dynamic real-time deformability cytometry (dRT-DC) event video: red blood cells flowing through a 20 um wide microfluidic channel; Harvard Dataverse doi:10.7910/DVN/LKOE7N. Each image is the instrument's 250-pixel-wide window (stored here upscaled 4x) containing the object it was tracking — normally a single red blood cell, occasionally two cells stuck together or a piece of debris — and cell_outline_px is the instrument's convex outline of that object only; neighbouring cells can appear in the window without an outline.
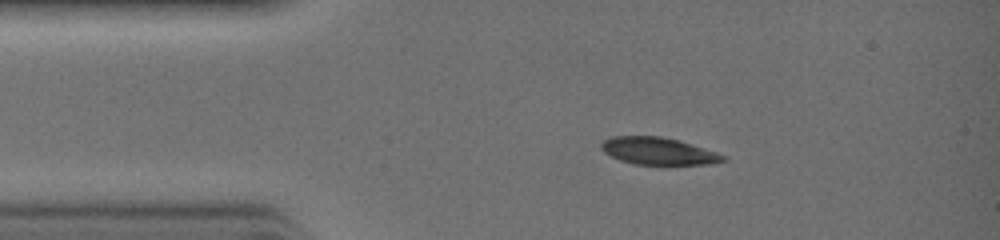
{"species": "common noctule bat (a hibernating species)", "species_latin": "Nyctalus noctula", "temperature_condition": "warm", "stored_images_in_passage": 30, "camera_frame_rate_fps": 3000, "um_per_image_px": 0.085, "animal": {"sex": "female", "body_mass_g": 19.0, "forearm_length_mm": 51.5}, "frame": {"image": 1, "passage_image": 4, "time_ms": 1.0, "image_size_px": [1000, 240], "cell_outline_px": [[728, 160], [712, 164], [636, 164], [620, 160], [604, 152], [600, 148], [600, 144], [604, 140], [612, 136], [660, 136], [680, 140], [728, 156]], "centroid_in_image_um": [55.98, 12.83], "position_along_channel_um": 29.0, "area_um2": 19.36}}
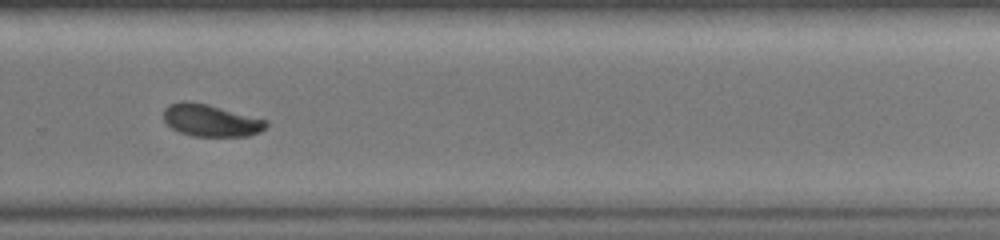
{"frame": {"image": 2, "passage_image": 20, "time_ms": 6.333, "image_size_px": [1000, 240], "cell_outline_px": [[268, 124], [260, 132], [248, 136], [192, 136], [180, 132], [172, 128], [164, 120], [164, 108], [172, 104], [184, 100], [208, 104], [268, 120]], "centroid_in_image_um": [17.93, 10.24], "position_along_channel_um": 311.9, "area_um2": 19.13}}
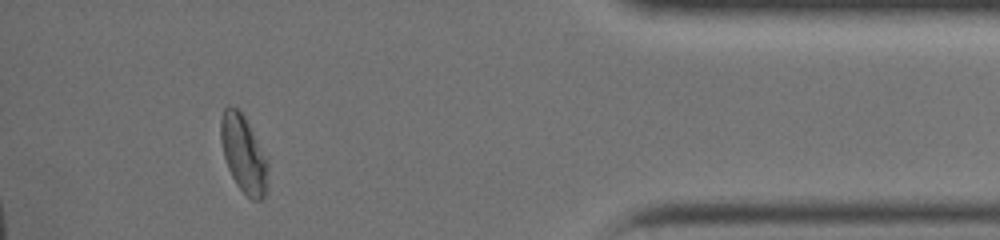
{"frame": {"image": 3, "passage_image": 27, "time_ms": 8.667, "image_size_px": [1000, 240], "cell_outline_px": [[268, 192], [260, 200], [252, 200], [236, 184], [228, 168], [224, 156], [220, 140], [220, 120], [224, 108], [240, 108], [268, 160]], "centroid_in_image_um": [20.72, 13.11], "position_along_channel_um": 414.5, "area_um2": 21.33}}